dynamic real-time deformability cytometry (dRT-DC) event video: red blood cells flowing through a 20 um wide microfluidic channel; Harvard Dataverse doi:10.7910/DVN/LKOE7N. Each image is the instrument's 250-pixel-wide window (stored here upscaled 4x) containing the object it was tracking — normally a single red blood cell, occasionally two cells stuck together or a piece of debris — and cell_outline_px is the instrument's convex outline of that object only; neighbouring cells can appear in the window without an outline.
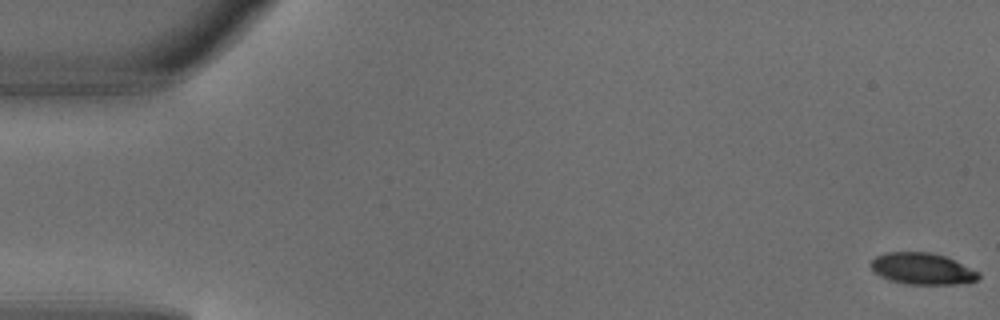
{"species": "common noctule bat (a hibernating species)", "species_latin": "Nyctalus noctula", "temperature_condition": "warm", "stored_images_in_passage": 5, "camera_frame_rate_fps": 3000, "um_per_image_px": 0.085, "animal": {"sex": "male", "body_mass_g": 18.8}, "frame": {"image": 1, "passage_image": 1, "time_ms": 0.0, "image_size_px": [1000, 320], "cell_outline_px": [[980, 276], [976, 280], [956, 284], [908, 284], [888, 280], [872, 272], [868, 264], [876, 256], [884, 252], [932, 252], [944, 256], [980, 272]], "centroid_in_image_um": [78.32, 22.84], "position_along_channel_um": 6.7, "area_um2": 19.88}}